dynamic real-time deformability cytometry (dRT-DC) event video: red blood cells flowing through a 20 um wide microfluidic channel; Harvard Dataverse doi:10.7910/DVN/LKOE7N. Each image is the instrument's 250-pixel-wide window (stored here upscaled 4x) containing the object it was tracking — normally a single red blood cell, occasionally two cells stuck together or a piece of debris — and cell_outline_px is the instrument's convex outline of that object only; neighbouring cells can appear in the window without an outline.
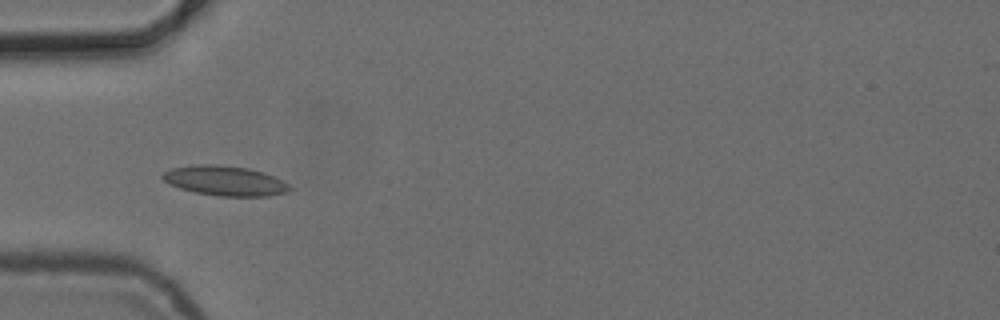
{"species": "common noctule bat (a hibernating species)", "species_latin": "Nyctalus noctula", "temperature_condition": "cold", "stored_images_in_passage": 6, "camera_frame_rate_fps": 3000, "um_per_image_px": 0.085, "animal": {"sex": "female", "body_mass_g": 24.6, "forearm_length_mm": 56.2}, "frame": {"image": 1, "passage_image": 4, "time_ms": 4.333, "image_size_px": [1000, 320], "cell_outline_px": [[292, 188], [288, 192], [268, 196], [220, 196], [196, 192], [180, 188], [168, 184], [160, 176], [164, 172], [172, 168], [192, 164], [216, 164], [248, 168], [264, 172], [288, 184]], "centroid_in_image_um": [19.09, 15.36], "position_along_channel_um": 65.9, "area_um2": 22.08}}
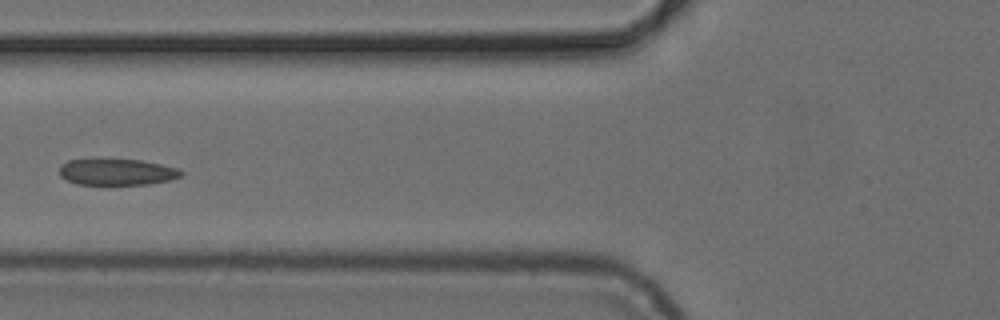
{"frame": {"image": 2, "passage_image": 5, "time_ms": 5.667, "image_size_px": [1000, 320], "cell_outline_px": [[184, 176], [172, 180], [148, 184], [76, 184], [60, 176], [60, 164], [68, 160], [92, 156], [140, 160], [160, 164], [176, 168], [184, 172]], "centroid_in_image_um": [9.9, 14.57], "position_along_channel_um": 115.9, "area_um2": 19.54}}
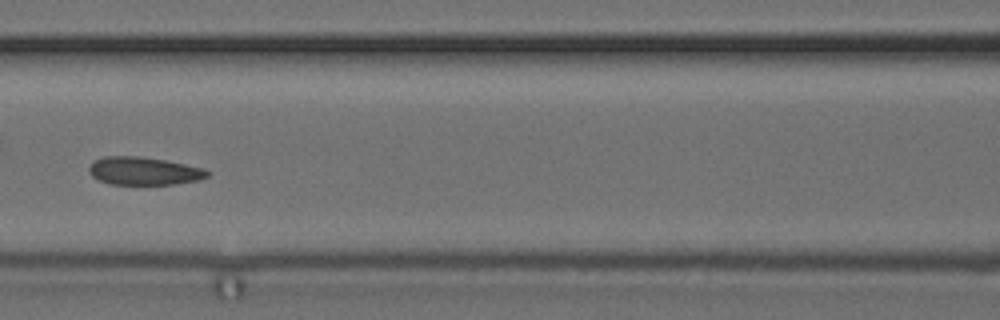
{"frame": {"image": 3, "passage_image": 6, "time_ms": 6.667, "image_size_px": [1000, 320], "cell_outline_px": [[212, 172], [208, 176], [200, 180], [172, 184], [108, 184], [92, 176], [88, 172], [88, 168], [92, 160], [104, 156], [140, 156], [164, 160], [204, 168]], "centroid_in_image_um": [12.21, 14.53], "position_along_channel_um": 154.4, "area_um2": 19.42}}